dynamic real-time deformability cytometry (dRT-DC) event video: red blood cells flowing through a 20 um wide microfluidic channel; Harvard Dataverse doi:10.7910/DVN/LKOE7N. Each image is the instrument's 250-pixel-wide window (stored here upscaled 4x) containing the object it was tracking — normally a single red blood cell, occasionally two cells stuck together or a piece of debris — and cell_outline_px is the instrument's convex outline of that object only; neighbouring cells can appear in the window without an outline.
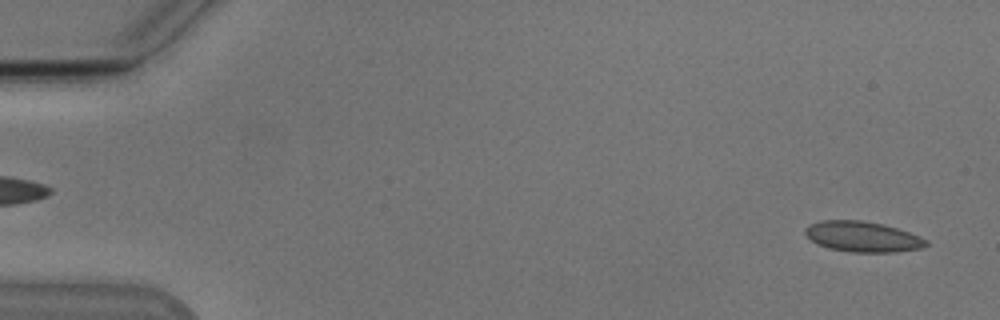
{"species": "Egyptian fruit bat (a non-hibernating species)", "species_latin": "Rousettus aegyptiacus", "temperature_condition": "cold", "stored_images_in_passage": 32, "camera_frame_rate_fps": 3000, "um_per_image_px": 0.085, "animal": {"sex": "male"}, "frame": {"image": 1, "passage_image": 2, "time_ms": 0.333, "image_size_px": [1000, 320], "cell_outline_px": [[928, 244], [924, 248], [896, 252], [848, 252], [828, 248], [816, 244], [804, 232], [804, 228], [808, 224], [820, 220], [860, 220], [880, 224], [896, 228], [920, 236], [928, 240]], "centroid_in_image_um": [73.3, 20.12], "position_along_channel_um": 11.7, "area_um2": 21.62}}
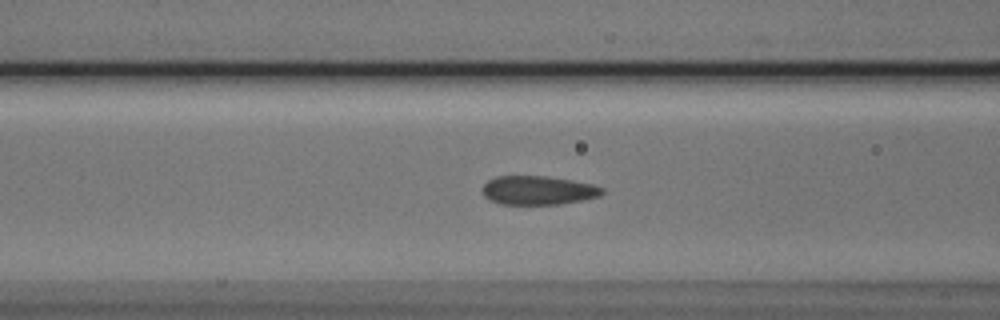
{"frame": {"image": 2, "passage_image": 21, "time_ms": 6.667, "image_size_px": [1000, 320], "cell_outline_px": [[604, 192], [600, 196], [560, 204], [500, 204], [488, 200], [484, 196], [484, 184], [488, 180], [496, 176], [544, 176], [572, 180], [592, 184], [604, 188]], "centroid_in_image_um": [45.73, 16.17], "position_along_channel_um": 120.9, "area_um2": 20.06}}
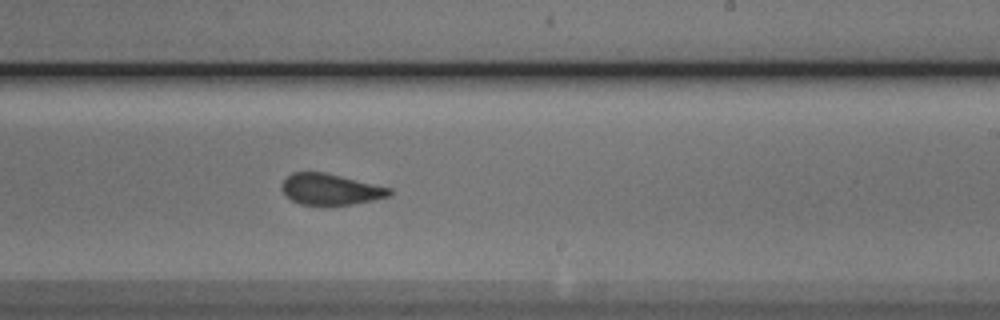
{"frame": {"image": 3, "passage_image": 32, "time_ms": 10.333, "image_size_px": [1000, 320], "cell_outline_px": [[392, 196], [352, 204], [300, 204], [292, 200], [280, 188], [280, 184], [292, 172], [324, 172], [392, 188]], "centroid_in_image_um": [28.1, 16.08], "position_along_channel_um": 260.9, "area_um2": 19.31}}